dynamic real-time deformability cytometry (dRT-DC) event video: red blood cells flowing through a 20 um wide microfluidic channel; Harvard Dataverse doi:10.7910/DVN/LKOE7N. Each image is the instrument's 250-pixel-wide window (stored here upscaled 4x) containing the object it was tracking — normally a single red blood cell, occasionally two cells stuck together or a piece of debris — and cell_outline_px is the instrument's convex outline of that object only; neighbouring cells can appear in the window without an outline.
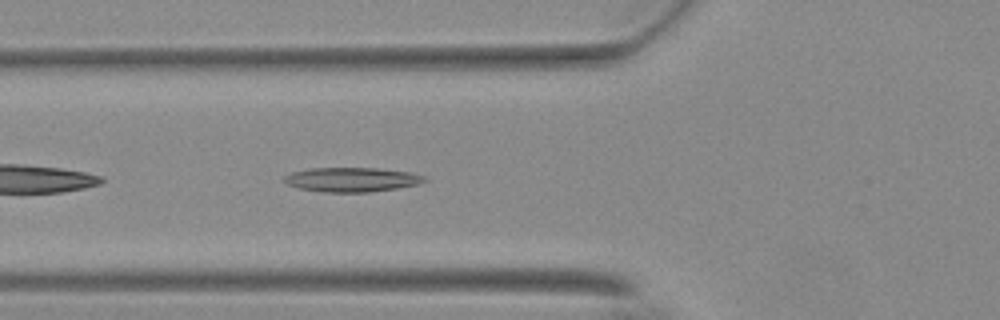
{"species": "Egyptian fruit bat (a non-hibernating species)", "species_latin": "Rousettus aegyptiacus", "temperature_condition": "warm", "stored_images_in_passage": 40, "camera_frame_rate_fps": 3000, "um_per_image_px": 0.085, "animal": {"sex": "female"}, "frame": {"image": 1, "passage_image": 5, "time_ms": 1.333, "image_size_px": [1000, 320], "cell_outline_px": [[424, 180], [416, 184], [396, 188], [368, 192], [324, 192], [300, 188], [288, 184], [284, 180], [284, 176], [292, 172], [308, 168], [376, 168], [412, 172], [424, 176]], "centroid_in_image_um": [29.87, 15.25], "position_along_channel_um": 95.9, "area_um2": 19.65}}
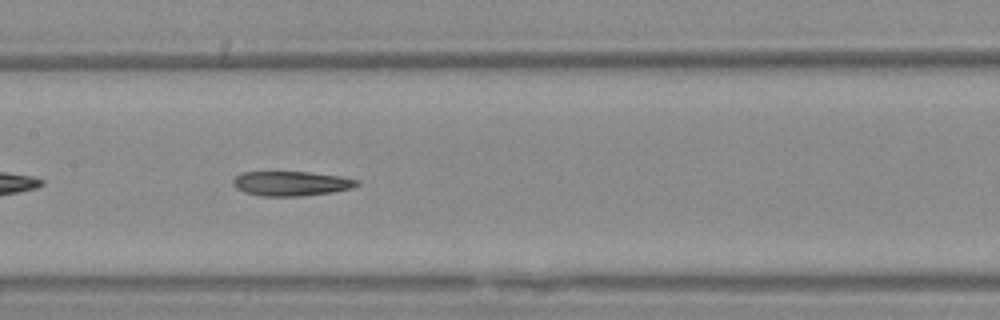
{"frame": {"image": 2, "passage_image": 12, "time_ms": 3.667, "image_size_px": [1000, 320], "cell_outline_px": [[360, 184], [352, 188], [332, 192], [304, 196], [260, 196], [244, 192], [236, 188], [232, 184], [232, 180], [236, 176], [244, 172], [308, 172], [340, 176], [360, 180]], "centroid_in_image_um": [24.76, 15.6], "position_along_channel_um": 182.6, "area_um2": 17.86}}
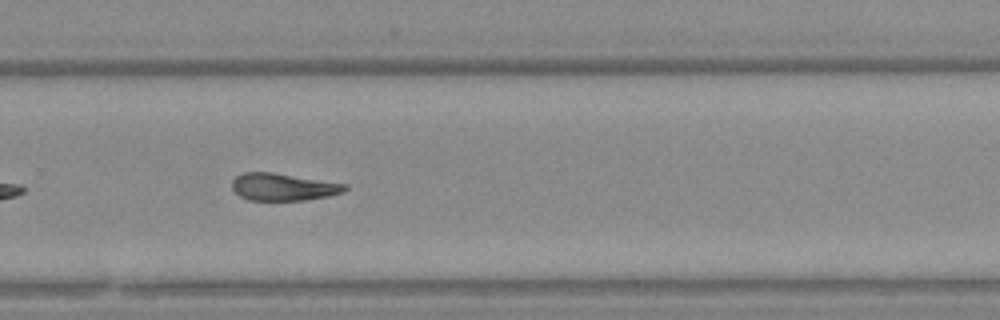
{"frame": {"image": 3, "passage_image": 22, "time_ms": 7.0, "image_size_px": [1000, 320], "cell_outline_px": [[348, 188], [344, 192], [328, 196], [304, 200], [248, 200], [240, 196], [232, 188], [232, 180], [236, 176], [244, 172], [272, 172], [348, 184]], "centroid_in_image_um": [24.08, 15.88], "position_along_channel_um": 305.7, "area_um2": 17.98}}